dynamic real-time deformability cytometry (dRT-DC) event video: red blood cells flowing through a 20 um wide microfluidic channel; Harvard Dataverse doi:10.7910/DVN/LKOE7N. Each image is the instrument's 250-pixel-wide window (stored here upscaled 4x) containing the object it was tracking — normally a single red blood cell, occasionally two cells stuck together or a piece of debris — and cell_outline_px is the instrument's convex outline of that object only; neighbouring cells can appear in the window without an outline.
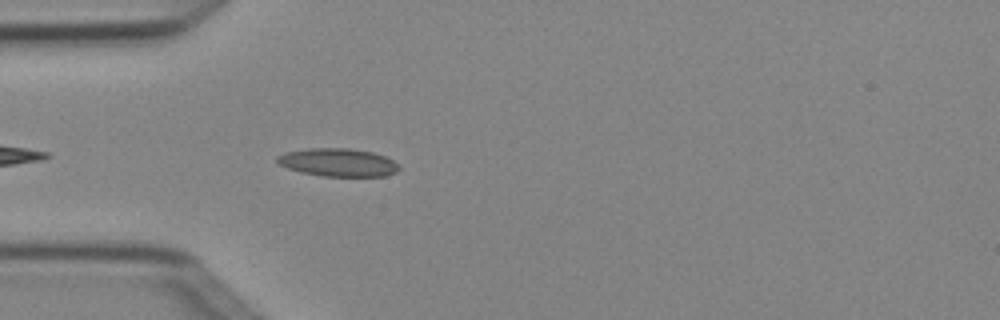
{"species": "Egyptian fruit bat (a non-hibernating species)", "species_latin": "Rousettus aegyptiacus", "temperature_condition": "cold", "stored_images_in_passage": 3, "camera_frame_rate_fps": 3000, "um_per_image_px": 0.085, "animal": {"sex": "female"}, "frame": {"image": 1, "passage_image": 3, "time_ms": 0.667, "image_size_px": [1000, 320], "cell_outline_px": [[400, 168], [396, 172], [384, 176], [320, 176], [300, 172], [288, 168], [280, 164], [276, 160], [276, 156], [284, 152], [308, 148], [348, 148], [372, 152], [384, 156], [392, 160]], "centroid_in_image_um": [28.69, 13.8], "position_along_channel_um": 56.3, "area_um2": 19.88}}